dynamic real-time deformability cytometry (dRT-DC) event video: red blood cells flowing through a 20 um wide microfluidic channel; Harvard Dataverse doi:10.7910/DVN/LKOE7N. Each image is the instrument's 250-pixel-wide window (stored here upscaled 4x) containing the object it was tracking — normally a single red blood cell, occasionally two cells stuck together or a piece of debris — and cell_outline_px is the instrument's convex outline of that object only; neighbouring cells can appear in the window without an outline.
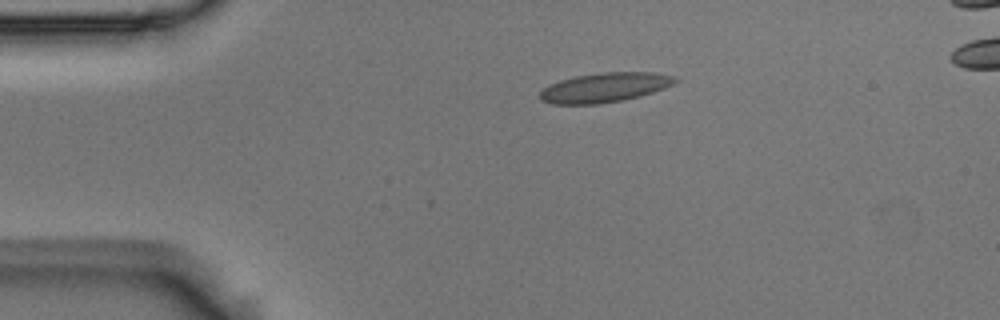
{"species": "Egyptian fruit bat (a non-hibernating species)", "species_latin": "Rousettus aegyptiacus", "temperature_condition": "room temperature", "stored_images_in_passage": 6, "camera_frame_rate_fps": 3000, "um_per_image_px": 0.085, "animal": {"sex": "male"}, "frame": {"image": 1, "passage_image": 3, "time_ms": 0.667, "image_size_px": [1000, 320], "cell_outline_px": [[680, 80], [664, 88], [640, 96], [624, 100], [596, 104], [552, 104], [540, 100], [540, 92], [544, 88], [560, 80], [576, 76], [604, 72], [652, 72], [676, 76]], "centroid_in_image_um": [51.42, 7.44], "position_along_channel_um": 33.6, "area_um2": 23.18}}
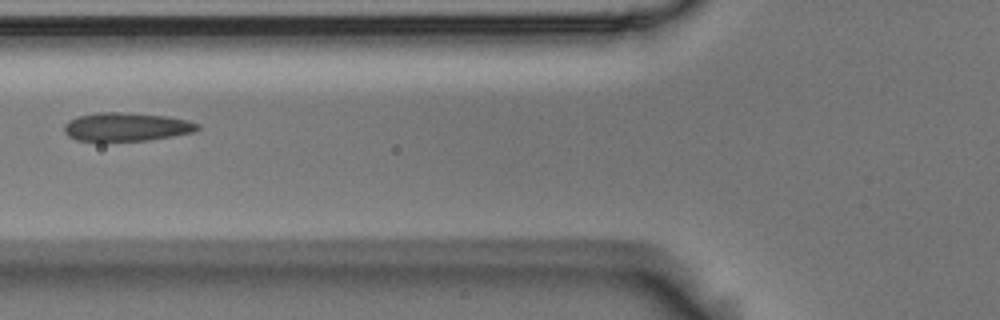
{"frame": {"image": 2, "passage_image": 6, "time_ms": 1.667, "image_size_px": [1000, 320], "cell_outline_px": [[200, 128], [192, 132], [172, 136], [148, 140], [76, 140], [68, 136], [64, 132], [64, 124], [68, 120], [80, 116], [96, 112], [120, 112], [168, 116], [188, 120], [200, 124]], "centroid_in_image_um": [10.75, 10.77], "position_along_channel_um": 115.1, "area_um2": 21.96}}